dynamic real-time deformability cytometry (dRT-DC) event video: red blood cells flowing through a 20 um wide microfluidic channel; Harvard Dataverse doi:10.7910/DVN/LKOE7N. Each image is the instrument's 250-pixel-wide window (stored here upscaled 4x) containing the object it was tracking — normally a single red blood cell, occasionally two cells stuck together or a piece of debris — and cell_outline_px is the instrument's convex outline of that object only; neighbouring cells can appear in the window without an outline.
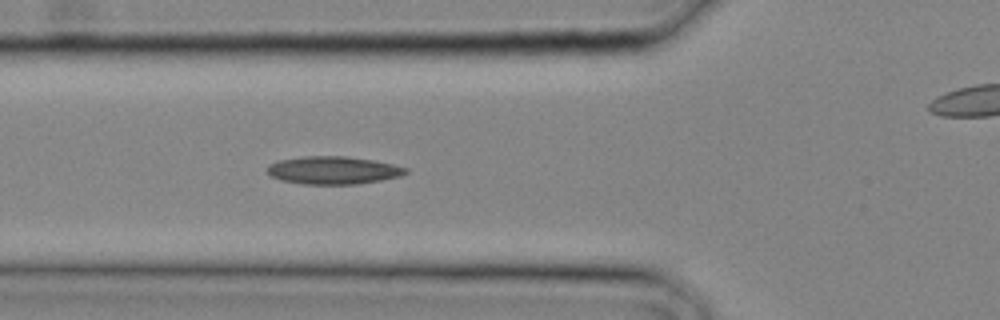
{"species": "common noctule bat (a hibernating species)", "species_latin": "Nyctalus noctula", "temperature_condition": "cold", "stored_images_in_passage": 4, "camera_frame_rate_fps": 3000, "um_per_image_px": 0.085, "animal": {"sex": "male", "body_mass_g": 20.4}, "frame": {"image": 1, "passage_image": 3, "time_ms": 0.667, "image_size_px": [1000, 320], "cell_outline_px": [[408, 172], [400, 176], [380, 180], [356, 184], [304, 184], [284, 180], [272, 176], [268, 172], [268, 164], [280, 160], [304, 156], [348, 156], [376, 160], [408, 168]], "centroid_in_image_um": [28.36, 14.46], "position_along_channel_um": 97.4, "area_um2": 22.31}}